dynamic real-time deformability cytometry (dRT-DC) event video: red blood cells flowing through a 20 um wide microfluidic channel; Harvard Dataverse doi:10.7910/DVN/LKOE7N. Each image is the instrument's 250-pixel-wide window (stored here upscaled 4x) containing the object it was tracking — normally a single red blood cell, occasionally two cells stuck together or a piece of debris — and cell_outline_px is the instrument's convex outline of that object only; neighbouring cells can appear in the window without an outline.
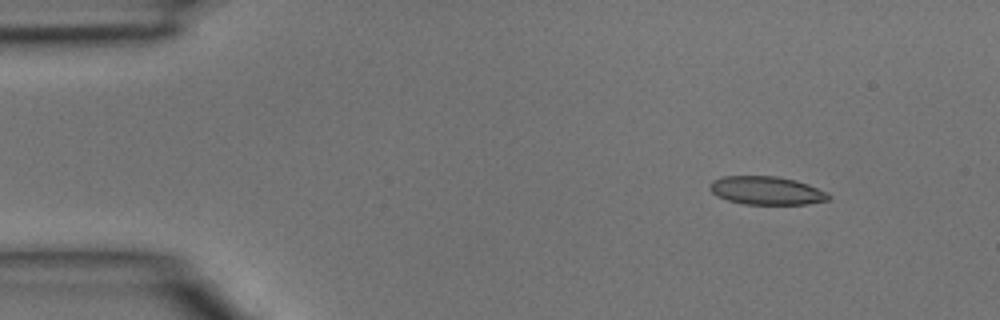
{"species": "common noctule bat (a hibernating species)", "species_latin": "Nyctalus noctula", "temperature_condition": "room temperature", "stored_images_in_passage": 4, "camera_frame_rate_fps": 3000, "um_per_image_px": 0.085, "animal": {"sex": "male", "body_mass_g": 15.6}, "frame": {"image": 1, "passage_image": 1, "time_ms": 0.0, "image_size_px": [1000, 320], "cell_outline_px": [[832, 196], [828, 200], [808, 204], [744, 204], [728, 200], [716, 196], [708, 188], [708, 184], [712, 180], [720, 176], [776, 176], [796, 180], [808, 184], [828, 192]], "centroid_in_image_um": [65.14, 16.19], "position_along_channel_um": 19.9, "area_um2": 19.83}}
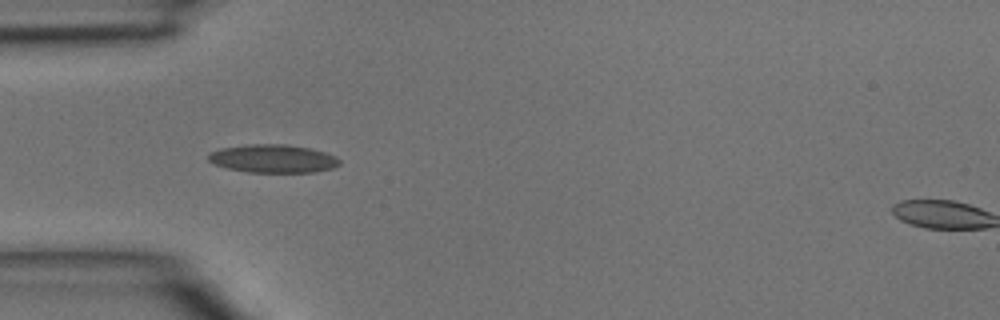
{"frame": {"image": 2, "passage_image": 3, "time_ms": 0.667, "image_size_px": [1000, 320], "cell_outline_px": [[340, 164], [332, 168], [316, 172], [248, 172], [228, 168], [216, 164], [208, 160], [208, 156], [212, 152], [220, 148], [248, 144], [288, 144], [312, 148], [336, 156], [340, 160]], "centroid_in_image_um": [23.25, 13.47], "position_along_channel_um": 61.8, "area_um2": 21.56}}